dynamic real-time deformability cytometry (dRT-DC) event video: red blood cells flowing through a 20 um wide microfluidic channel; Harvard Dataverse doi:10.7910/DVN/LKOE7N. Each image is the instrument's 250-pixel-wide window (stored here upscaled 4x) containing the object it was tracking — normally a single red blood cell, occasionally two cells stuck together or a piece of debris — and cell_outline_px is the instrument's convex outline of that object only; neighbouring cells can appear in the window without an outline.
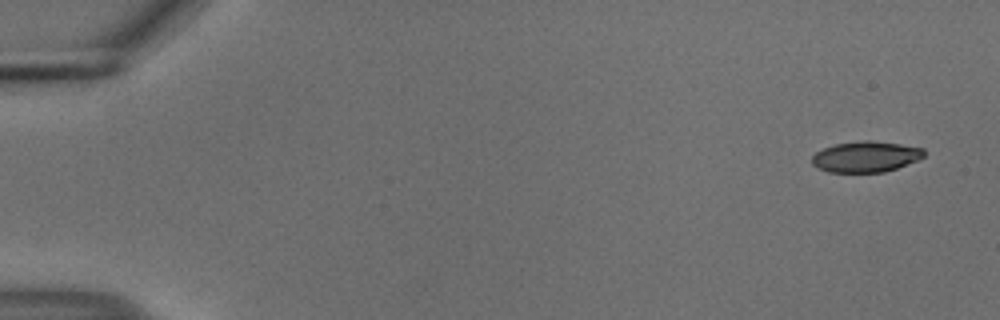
{"species": "common noctule bat (a hibernating species)", "species_latin": "Nyctalus noctula", "temperature_condition": "cold", "stored_images_in_passage": 4, "camera_frame_rate_fps": 3000, "um_per_image_px": 0.085, "animal": {"sex": "male", "body_mass_g": 18.8}, "frame": {"image": 1, "passage_image": 1, "time_ms": 0.0, "image_size_px": [1000, 320], "cell_outline_px": [[924, 156], [916, 160], [896, 168], [884, 172], [828, 172], [812, 164], [812, 156], [816, 152], [824, 148], [836, 144], [864, 140], [872, 140], [900, 144], [924, 148]], "centroid_in_image_um": [73.58, 13.31], "position_along_channel_um": 11.4, "area_um2": 19.94}}